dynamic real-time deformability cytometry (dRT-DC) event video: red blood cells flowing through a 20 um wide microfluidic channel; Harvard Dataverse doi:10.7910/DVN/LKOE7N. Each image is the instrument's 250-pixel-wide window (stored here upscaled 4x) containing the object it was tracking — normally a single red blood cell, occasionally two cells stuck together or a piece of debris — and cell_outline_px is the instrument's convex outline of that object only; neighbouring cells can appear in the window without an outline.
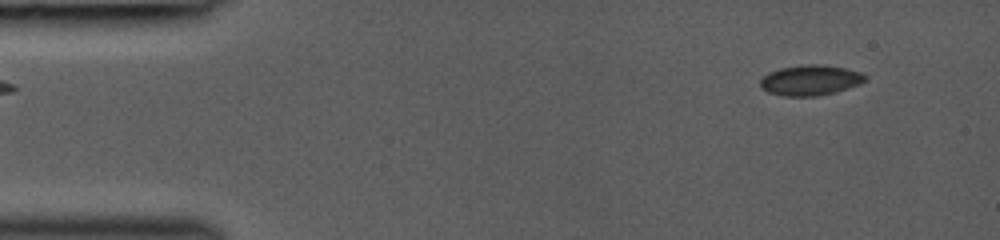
{"species": "common noctule bat (a hibernating species)", "species_latin": "Nyctalus noctula", "temperature_condition": "room temperature", "stored_images_in_passage": 19, "camera_frame_rate_fps": 3000, "um_per_image_px": 0.085, "animal": {"sex": "female", "body_mass_g": 19.0, "forearm_length_mm": 53.3}, "frame": {"image": 1, "passage_image": 1, "time_ms": 0.0, "image_size_px": [1000, 240], "cell_outline_px": [[864, 80], [860, 84], [836, 92], [816, 96], [784, 96], [768, 92], [760, 88], [760, 80], [768, 72], [780, 68], [804, 64], [820, 64], [844, 68], [860, 72], [864, 76]], "centroid_in_image_um": [68.83, 6.82], "position_along_channel_um": 16.2, "area_um2": 18.5}}
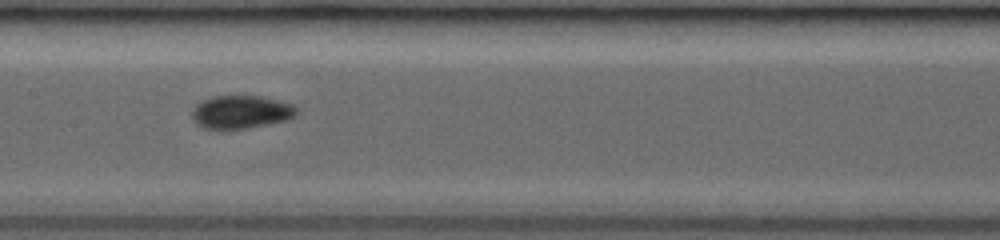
{"frame": {"image": 2, "passage_image": 11, "time_ms": 6.333, "image_size_px": [1000, 240], "cell_outline_px": [[300, 112], [296, 116], [288, 120], [248, 128], [200, 128], [192, 120], [192, 108], [200, 100], [212, 96], [260, 96], [292, 104]], "centroid_in_image_um": [20.47, 9.51], "position_along_channel_um": 186.9, "area_um2": 20.35}}
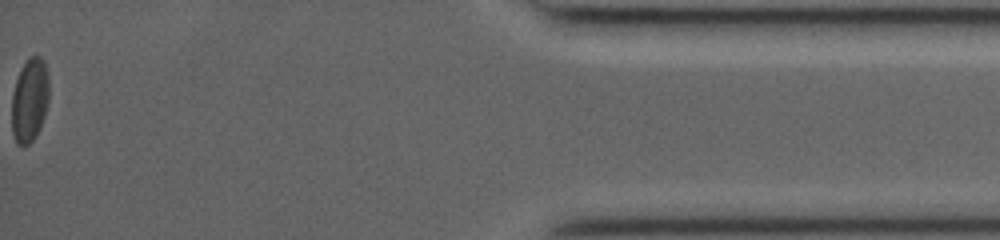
{"frame": {"image": 3, "passage_image": 19, "time_ms": 13.667, "image_size_px": [1000, 240], "cell_outline_px": [[48, 104], [40, 128], [36, 136], [28, 144], [16, 144], [12, 136], [12, 92], [20, 68], [28, 56], [40, 56], [44, 60], [48, 76]], "centroid_in_image_um": [2.51, 8.49], "position_along_channel_um": 432.7, "area_um2": 18.44}}